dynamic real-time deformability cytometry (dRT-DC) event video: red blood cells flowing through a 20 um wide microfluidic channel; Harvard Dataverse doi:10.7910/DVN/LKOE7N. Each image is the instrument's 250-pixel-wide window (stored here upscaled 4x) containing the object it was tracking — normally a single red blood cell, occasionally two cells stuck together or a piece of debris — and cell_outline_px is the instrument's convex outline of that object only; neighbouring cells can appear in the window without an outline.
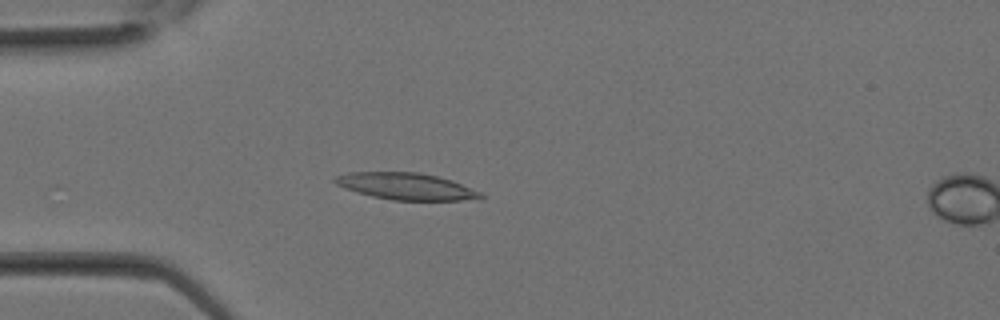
{"species": "Egyptian fruit bat (a non-hibernating species)", "species_latin": "Rousettus aegyptiacus", "temperature_condition": "room temperature", "stored_images_in_passage": 10, "camera_frame_rate_fps": 3000, "um_per_image_px": 0.085, "animal": {"sex": "female"}, "frame": {"image": 1, "passage_image": 9, "time_ms": 2.667, "image_size_px": [1000, 320], "cell_outline_px": [[484, 196], [480, 200], [392, 200], [372, 196], [356, 192], [344, 188], [336, 184], [332, 180], [336, 176], [348, 172], [420, 172], [452, 180], [480, 192]], "centroid_in_image_um": [34.52, 15.84], "position_along_channel_um": 50.5, "area_um2": 22.77}}